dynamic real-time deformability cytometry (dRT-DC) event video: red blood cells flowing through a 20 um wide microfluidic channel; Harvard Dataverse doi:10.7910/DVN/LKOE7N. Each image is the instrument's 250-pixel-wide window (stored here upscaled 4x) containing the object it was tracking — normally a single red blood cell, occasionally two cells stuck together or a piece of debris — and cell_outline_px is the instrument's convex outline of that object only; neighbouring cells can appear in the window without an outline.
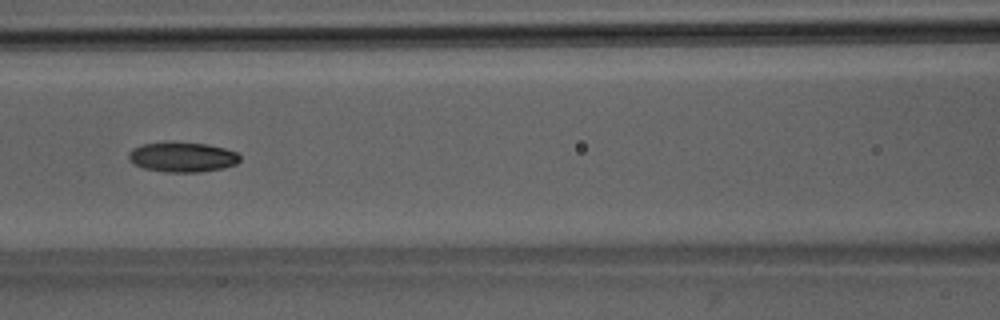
{"species": "Egyptian fruit bat (a non-hibernating species)", "species_latin": "Rousettus aegyptiacus", "temperature_condition": "room temperature", "stored_images_in_passage": 41, "camera_frame_rate_fps": 3000, "um_per_image_px": 0.085, "animal": {"sex": "male"}, "frame": {"image": 1, "passage_image": 12, "time_ms": 3.667, "image_size_px": [1000, 320], "cell_outline_px": [[240, 160], [236, 164], [224, 168], [200, 172], [164, 172], [144, 168], [128, 160], [128, 152], [132, 148], [144, 144], [208, 144], [224, 148], [236, 152], [240, 156]], "centroid_in_image_um": [15.52, 13.39], "position_along_channel_um": 151.1, "area_um2": 18.9}}
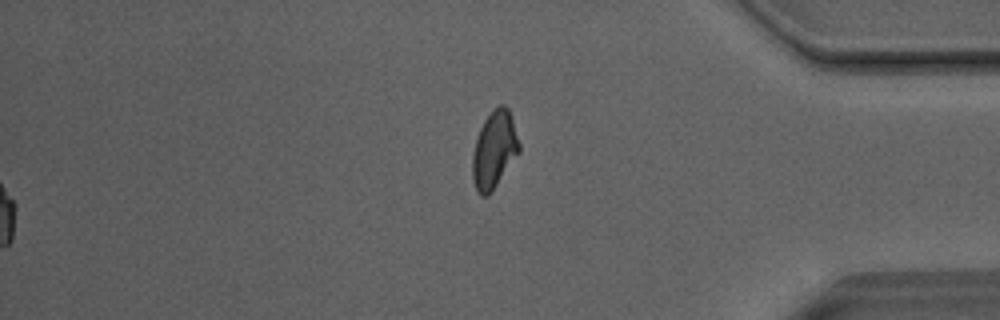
{"frame": {"image": 2, "passage_image": 41, "time_ms": 13.333, "image_size_px": [1000, 320], "cell_outline_px": [[520, 152], [492, 192], [488, 196], [480, 196], [472, 180], [472, 152], [480, 128], [484, 120], [492, 108], [500, 104], [504, 104], [508, 108], [520, 144]], "centroid_in_image_um": [42.0, 12.74], "position_along_channel_um": 393.2, "area_um2": 21.21}, "authors_computed_cell_mechanics": {"area_um2": 19.0162, "velocity_mm_per_s": 4.0609, "shape_relaxation_time_tau1_ms": 6.1289, "shape_relaxation_time_tau2_ms": 10.0437, "deformation_change_tau1": 0.1369, "deformation_change_tau2": 0.1326}}